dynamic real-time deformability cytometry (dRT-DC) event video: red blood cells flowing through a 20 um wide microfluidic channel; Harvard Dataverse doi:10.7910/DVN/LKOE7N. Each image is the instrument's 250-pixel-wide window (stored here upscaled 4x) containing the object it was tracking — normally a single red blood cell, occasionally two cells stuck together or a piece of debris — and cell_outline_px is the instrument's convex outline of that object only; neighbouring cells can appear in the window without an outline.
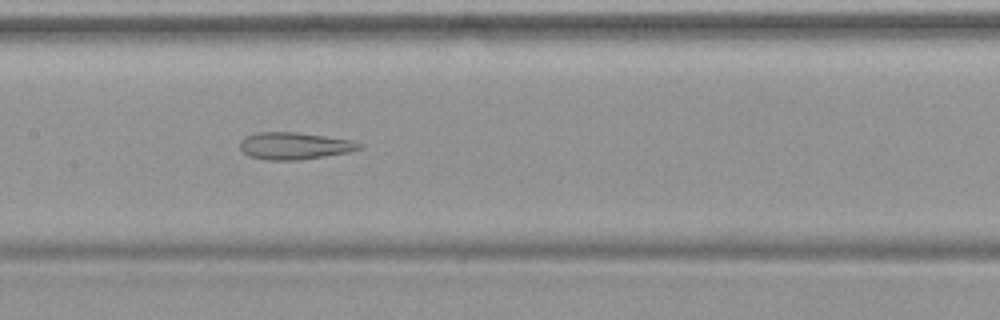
{"species": "common noctule bat (a hibernating species)", "species_latin": "Nyctalus noctula", "temperature_condition": "warm", "stored_images_in_passage": 48, "camera_frame_rate_fps": 3000, "um_per_image_px": 0.085, "animal": {"sex": "female", "body_mass_g": 19.9}, "frame": {"image": 1, "passage_image": 24, "time_ms": 7.667, "image_size_px": [1000, 320], "cell_outline_px": [[364, 148], [348, 152], [300, 160], [264, 160], [248, 156], [240, 148], [240, 140], [244, 136], [256, 132], [296, 132], [352, 140], [364, 144]], "centroid_in_image_um": [25.02, 12.4], "position_along_channel_um": 182.4, "area_um2": 19.02}}
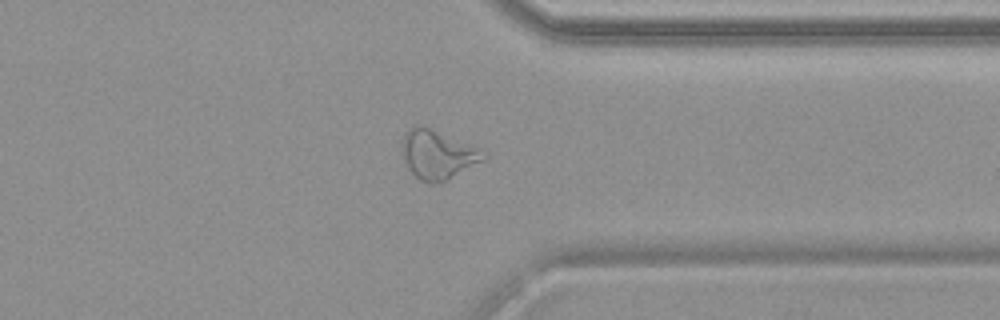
{"frame": {"image": 2, "passage_image": 38, "time_ms": 12.333, "image_size_px": [1000, 320], "cell_outline_px": [[488, 156], [484, 160], [448, 180], [432, 184], [420, 180], [408, 168], [400, 152], [400, 148], [404, 136], [416, 124], [420, 124], [472, 144], [488, 152]], "centroid_in_image_um": [37.23, 13.13], "position_along_channel_um": 374.2, "area_um2": 23.52}}
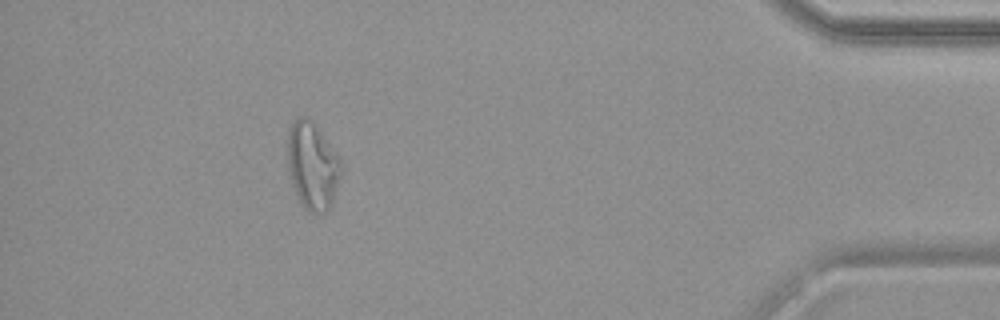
{"frame": {"image": 3, "passage_image": 44, "time_ms": 14.333, "image_size_px": [1000, 320], "cell_outline_px": [[344, 168], [332, 208], [324, 212], [308, 212], [300, 204], [296, 196], [288, 168], [288, 128], [300, 116], [308, 116], [312, 120], [340, 156], [344, 164]], "centroid_in_image_um": [26.62, 14.11], "position_along_channel_um": 408.6, "area_um2": 28.03}}